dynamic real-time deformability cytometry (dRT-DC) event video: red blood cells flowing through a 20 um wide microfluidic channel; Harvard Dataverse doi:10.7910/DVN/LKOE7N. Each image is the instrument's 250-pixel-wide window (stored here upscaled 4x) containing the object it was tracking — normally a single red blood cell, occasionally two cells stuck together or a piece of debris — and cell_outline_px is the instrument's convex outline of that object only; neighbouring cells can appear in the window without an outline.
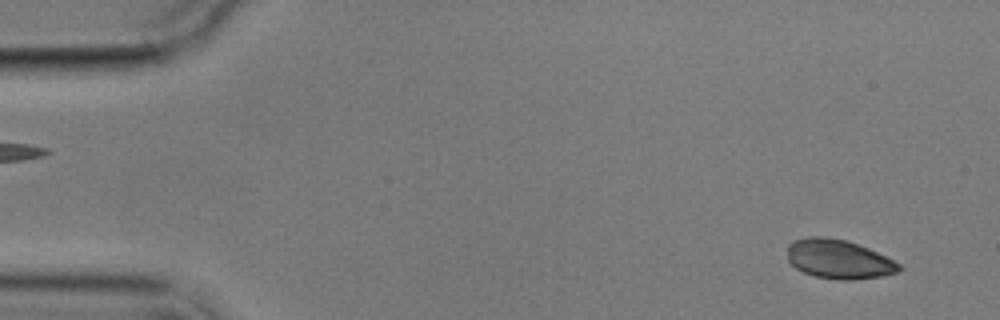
{"species": "common noctule bat (a hibernating species)", "species_latin": "Nyctalus noctula", "temperature_condition": "cold", "stored_images_in_passage": 6, "segment_of_instrument_passage": [2, 2], "camera_frame_rate_fps": 3000, "um_per_image_px": 0.085, "animal": {"sex": "male", "body_mass_g": 17.9}, "frame": {"image": 1, "passage_image": 6, "time_ms": 6.0, "image_size_px": [1000, 320], "cell_outline_px": [[904, 268], [900, 272], [884, 276], [852, 280], [840, 280], [816, 276], [804, 272], [796, 268], [788, 260], [788, 244], [792, 240], [808, 236], [824, 236], [848, 240], [868, 248], [900, 264]], "centroid_in_image_um": [71.3, 22.02], "position_along_channel_um": 13.7, "area_um2": 25.66}}